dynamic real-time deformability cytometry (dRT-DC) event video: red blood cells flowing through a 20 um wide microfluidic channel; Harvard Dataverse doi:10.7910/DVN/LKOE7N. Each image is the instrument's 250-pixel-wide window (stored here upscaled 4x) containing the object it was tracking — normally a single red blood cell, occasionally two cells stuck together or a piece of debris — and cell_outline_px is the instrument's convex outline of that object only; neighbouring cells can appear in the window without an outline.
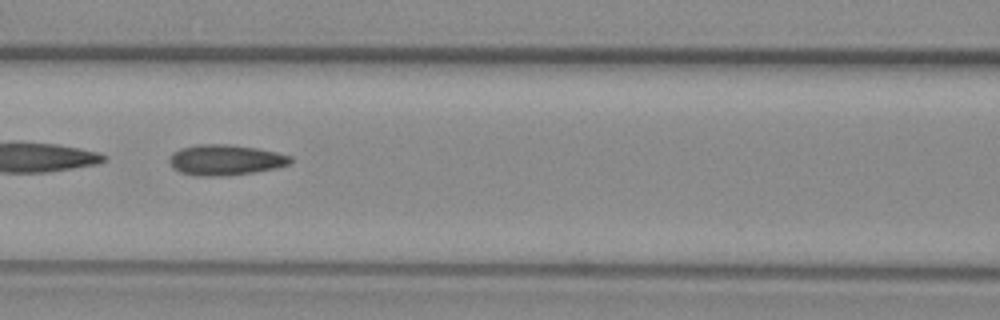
{"species": "common noctule bat (a hibernating species)", "species_latin": "Nyctalus noctula", "temperature_condition": "warm", "stored_images_in_passage": 50, "camera_frame_rate_fps": 3000, "um_per_image_px": 0.085, "animal": {"sex": "female", "body_mass_g": 29.2, "forearm_length_mm": 56.3}, "frame": {"image": 1, "passage_image": 20, "time_ms": 6.333, "image_size_px": [1000, 320], "cell_outline_px": [[292, 160], [288, 164], [276, 168], [256, 172], [224, 176], [196, 176], [180, 172], [172, 168], [168, 160], [168, 156], [172, 152], [180, 148], [196, 144], [228, 144], [256, 148], [276, 152], [292, 156]], "centroid_in_image_um": [19.11, 13.59], "position_along_channel_um": 147.5, "area_um2": 21.85}}
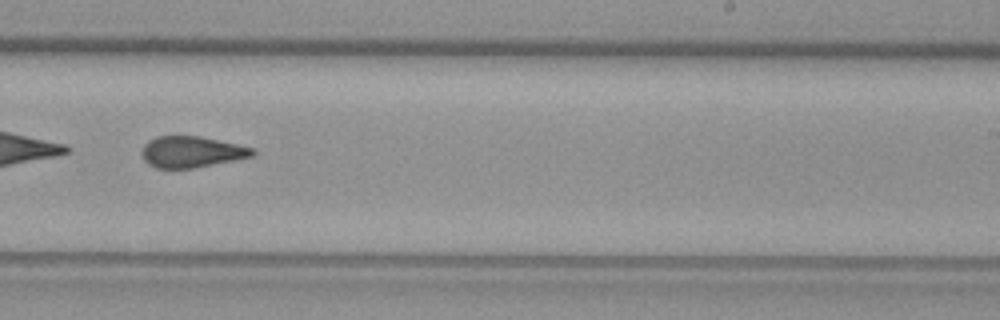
{"frame": {"image": 2, "passage_image": 30, "time_ms": 9.667, "image_size_px": [1000, 320], "cell_outline_px": [[256, 156], [196, 168], [156, 168], [148, 164], [144, 160], [140, 152], [144, 144], [148, 140], [156, 136], [200, 136], [256, 148]], "centroid_in_image_um": [16.31, 12.91], "position_along_channel_um": 272.7, "area_um2": 20.52}}
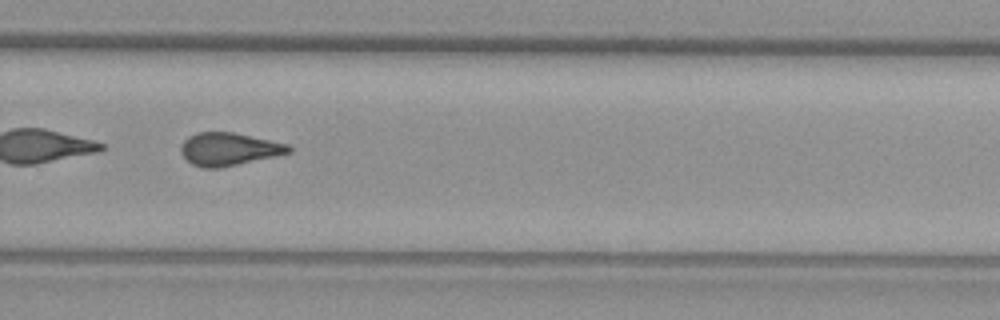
{"frame": {"image": 3, "passage_image": 33, "time_ms": 10.667, "image_size_px": [1000, 320], "cell_outline_px": [[292, 152], [276, 156], [220, 168], [204, 168], [192, 164], [180, 152], [180, 144], [188, 136], [196, 132], [232, 132], [288, 144], [292, 148]], "centroid_in_image_um": [19.43, 12.67], "position_along_channel_um": 310.4, "area_um2": 20.63}, "authors_computed_cell_mechanics": {"area_um2": 21.2993, "velocity_mm_per_s": 3.7675, "shape_relaxation_time_tau1_ms": null, "shape_relaxation_time_tau2_ms": 2.4966, "deformation_change_tau1": null, "deformation_change_tau2": 0.1134}}